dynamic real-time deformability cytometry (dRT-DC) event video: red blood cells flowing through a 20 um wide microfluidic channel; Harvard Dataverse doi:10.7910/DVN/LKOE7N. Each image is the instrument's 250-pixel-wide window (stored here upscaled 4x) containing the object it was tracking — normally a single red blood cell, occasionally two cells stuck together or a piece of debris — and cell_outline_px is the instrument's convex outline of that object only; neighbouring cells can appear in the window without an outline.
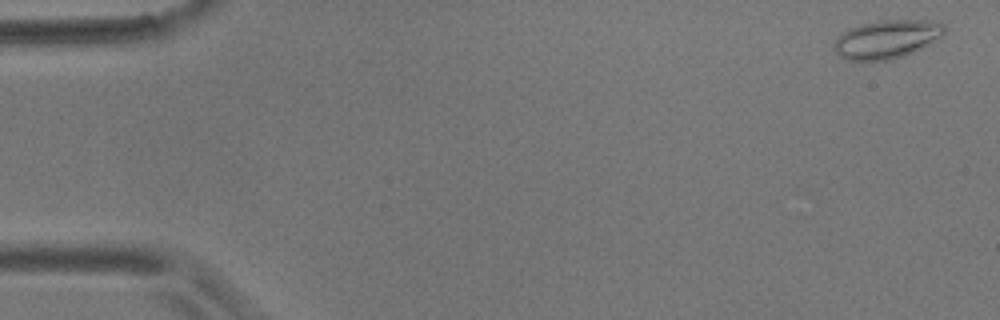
{"species": "common noctule bat (a hibernating species)", "species_latin": "Nyctalus noctula", "temperature_condition": "room temperature", "stored_images_in_passage": 6, "camera_frame_rate_fps": 3000, "um_per_image_px": 0.085, "animal": {"sex": "male", "body_mass_g": 17.9}, "frame": {"image": 1, "passage_image": 1, "time_ms": 0.0, "image_size_px": [1000, 320], "cell_outline_px": [[944, 32], [940, 36], [928, 44], [904, 56], [892, 60], [848, 60], [840, 56], [836, 52], [832, 44], [844, 32], [860, 24], [876, 20], [932, 20], [944, 24]], "centroid_in_image_um": [75.36, 3.32], "position_along_channel_um": 9.6, "area_um2": 24.45}}